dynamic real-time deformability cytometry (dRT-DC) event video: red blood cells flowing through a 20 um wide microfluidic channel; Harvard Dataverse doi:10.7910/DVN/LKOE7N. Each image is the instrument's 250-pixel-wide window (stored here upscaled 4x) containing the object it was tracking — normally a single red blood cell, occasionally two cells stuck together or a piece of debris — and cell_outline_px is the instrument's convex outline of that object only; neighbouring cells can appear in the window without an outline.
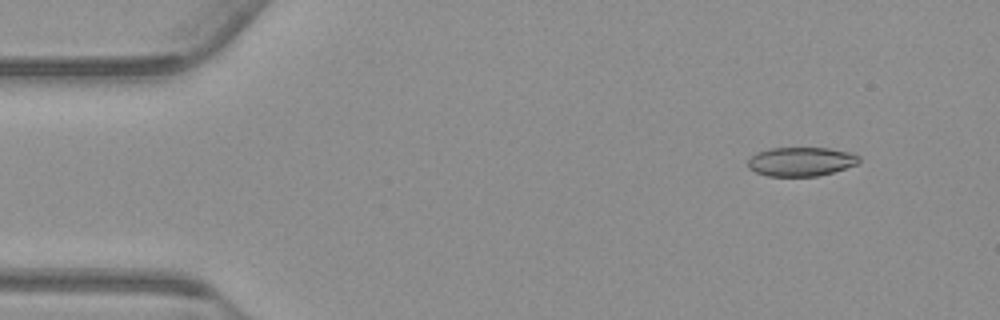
{"species": "common noctule bat (a hibernating species)", "species_latin": "Nyctalus noctula", "temperature_condition": "warm", "stored_images_in_passage": 55, "camera_frame_rate_fps": 3000, "um_per_image_px": 0.085, "animal": {"sex": "male", "body_mass_g": 23.1, "forearm_length_mm": 52.7}, "frame": {"image": 1, "passage_image": 6, "time_ms": 1.667, "image_size_px": [1000, 320], "cell_outline_px": [[860, 160], [856, 164], [832, 172], [816, 176], [768, 176], [756, 172], [748, 168], [748, 160], [756, 152], [768, 148], [828, 148], [852, 152], [860, 156]], "centroid_in_image_um": [68.07, 13.72], "position_along_channel_um": 16.9, "area_um2": 18.79}}
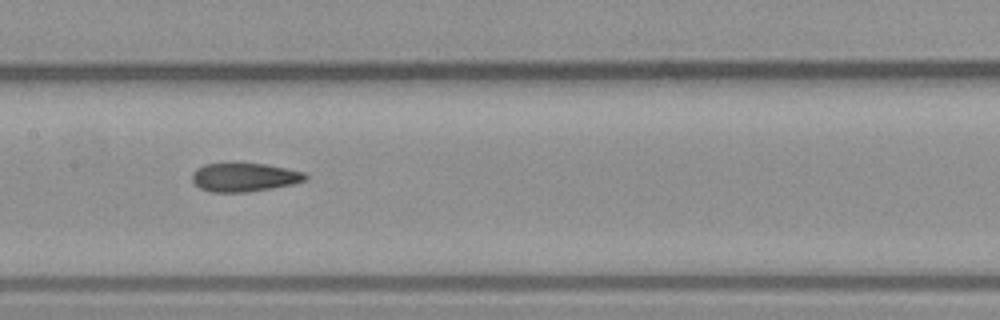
{"frame": {"image": 2, "passage_image": 27, "time_ms": 8.667, "image_size_px": [1000, 320], "cell_outline_px": [[308, 176], [304, 180], [292, 184], [272, 188], [248, 192], [212, 192], [200, 188], [192, 180], [192, 172], [196, 168], [204, 164], [232, 160], [236, 160], [264, 164], [304, 172]], "centroid_in_image_um": [20.7, 15.02], "position_along_channel_um": 186.7, "area_um2": 19.54}}
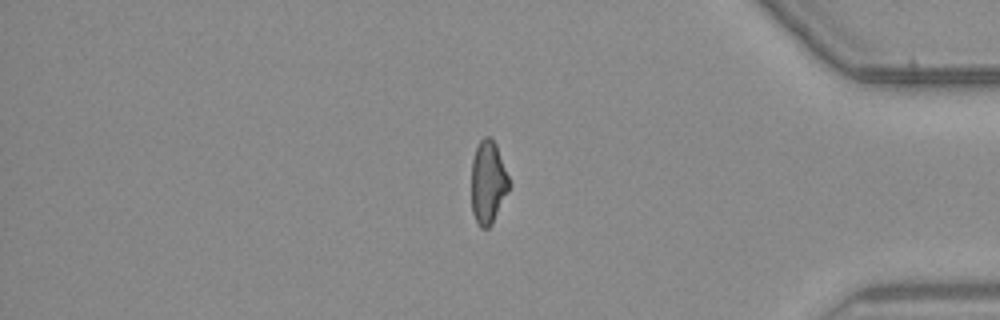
{"frame": {"image": 3, "passage_image": 46, "time_ms": 15.0, "image_size_px": [1000, 320], "cell_outline_px": [[512, 184], [492, 224], [488, 228], [480, 228], [472, 212], [472, 160], [476, 148], [480, 140], [484, 136], [492, 136], [496, 144]], "centroid_in_image_um": [41.51, 15.48], "position_along_channel_um": 393.7, "area_um2": 18.44}, "authors_computed_cell_mechanics": {"area_um2": 19.3052, "velocity_mm_per_s": 3.7777, "shape_relaxation_time_tau1_ms": null, "shape_relaxation_time_tau2_ms": 2.5513, "deformation_change_tau1": null, "deformation_change_tau2": 0.0966}}